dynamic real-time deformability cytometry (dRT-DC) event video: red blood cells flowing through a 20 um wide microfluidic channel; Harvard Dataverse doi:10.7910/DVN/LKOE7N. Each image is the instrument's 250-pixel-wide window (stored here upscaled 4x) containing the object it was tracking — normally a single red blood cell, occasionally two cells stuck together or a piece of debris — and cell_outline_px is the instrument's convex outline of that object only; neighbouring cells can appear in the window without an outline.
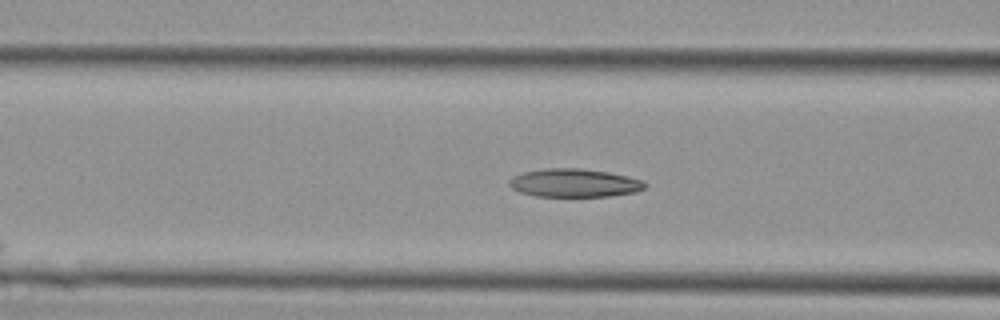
{"species": "Egyptian fruit bat (a non-hibernating species)", "species_latin": "Rousettus aegyptiacus", "temperature_condition": "cold", "stored_images_in_passage": 15, "camera_frame_rate_fps": 3000, "um_per_image_px": 0.085, "animal": {"sex": "female"}, "frame": {"image": 1, "passage_image": 10, "time_ms": 3.0, "image_size_px": [1000, 320], "cell_outline_px": [[648, 184], [644, 188], [636, 192], [608, 196], [536, 196], [520, 192], [512, 188], [508, 184], [508, 180], [512, 176], [524, 172], [544, 168], [580, 168], [608, 172], [628, 176], [644, 180]], "centroid_in_image_um": [48.82, 15.54], "position_along_channel_um": 117.8, "area_um2": 22.48}}
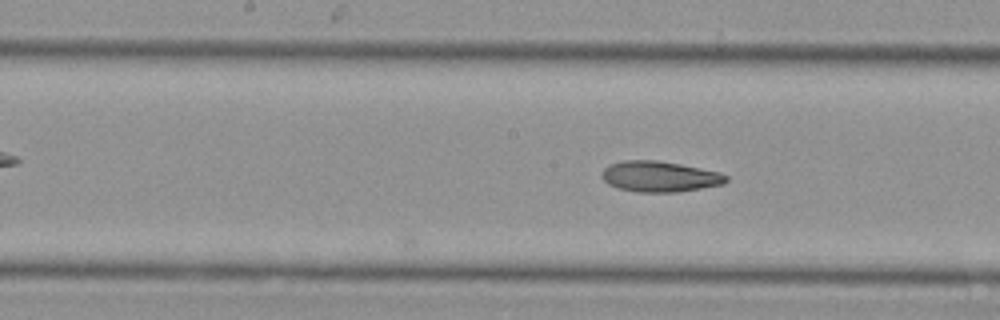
{"frame": {"image": 2, "passage_image": 15, "time_ms": 4.667, "image_size_px": [1000, 320], "cell_outline_px": [[728, 180], [724, 184], [680, 192], [636, 192], [616, 188], [608, 184], [600, 176], [600, 172], [608, 164], [624, 160], [656, 160], [680, 164], [720, 172], [728, 176]], "centroid_in_image_um": [56.04, 15.01], "position_along_channel_um": 192.2, "area_um2": 22.54}}